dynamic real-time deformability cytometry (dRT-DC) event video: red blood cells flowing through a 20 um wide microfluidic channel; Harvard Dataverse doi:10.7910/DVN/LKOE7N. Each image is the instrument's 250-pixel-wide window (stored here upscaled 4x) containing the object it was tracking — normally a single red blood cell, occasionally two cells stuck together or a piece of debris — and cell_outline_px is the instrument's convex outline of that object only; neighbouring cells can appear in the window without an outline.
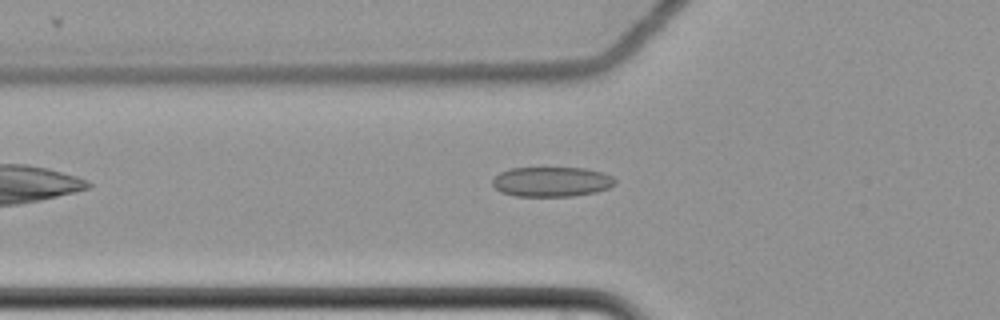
{"species": "common noctule bat (a hibernating species)", "species_latin": "Nyctalus noctula", "temperature_condition": "cold", "stored_images_in_passage": 45, "camera_frame_rate_fps": 3000, "um_per_image_px": 0.085, "animal": {"sex": "female", "body_mass_g": 22.7, "forearm_length_mm": 54.2}, "frame": {"image": 1, "passage_image": 7, "time_ms": 2.0, "image_size_px": [1000, 320], "cell_outline_px": [[616, 184], [608, 188], [596, 192], [572, 196], [516, 196], [500, 192], [492, 184], [492, 180], [500, 172], [508, 168], [584, 168], [604, 172], [612, 176], [616, 180]], "centroid_in_image_um": [46.9, 15.44], "position_along_channel_um": 78.9, "area_um2": 21.44}}
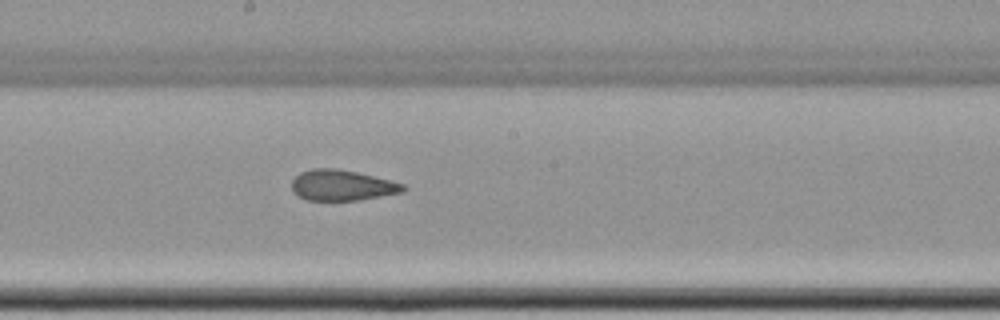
{"frame": {"image": 2, "passage_image": 19, "time_ms": 6.0, "image_size_px": [1000, 320], "cell_outline_px": [[408, 188], [404, 192], [360, 200], [308, 200], [296, 196], [292, 192], [292, 180], [300, 172], [312, 168], [332, 168], [356, 172], [404, 184]], "centroid_in_image_um": [29.05, 15.76], "position_along_channel_um": 219.1, "area_um2": 19.94}}
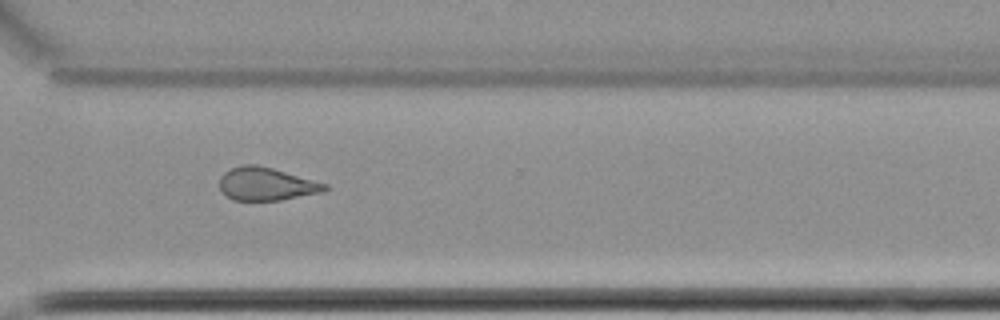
{"frame": {"image": 3, "passage_image": 30, "time_ms": 9.667, "image_size_px": [1000, 320], "cell_outline_px": [[328, 188], [324, 192], [280, 200], [232, 200], [224, 196], [220, 188], [220, 176], [224, 172], [232, 168], [244, 164], [256, 164], [272, 168], [328, 184]], "centroid_in_image_um": [22.62, 15.64], "position_along_channel_um": 348.0, "area_um2": 20.29}, "authors_computed_cell_mechanics": {"area_um2": 21.0392, "velocity_mm_per_s": 3.5063, "shape_relaxation_time_tau1_ms": null, "shape_relaxation_time_tau2_ms": 2.3267, "deformation_change_tau1": null, "deformation_change_tau2": 0.0992}}